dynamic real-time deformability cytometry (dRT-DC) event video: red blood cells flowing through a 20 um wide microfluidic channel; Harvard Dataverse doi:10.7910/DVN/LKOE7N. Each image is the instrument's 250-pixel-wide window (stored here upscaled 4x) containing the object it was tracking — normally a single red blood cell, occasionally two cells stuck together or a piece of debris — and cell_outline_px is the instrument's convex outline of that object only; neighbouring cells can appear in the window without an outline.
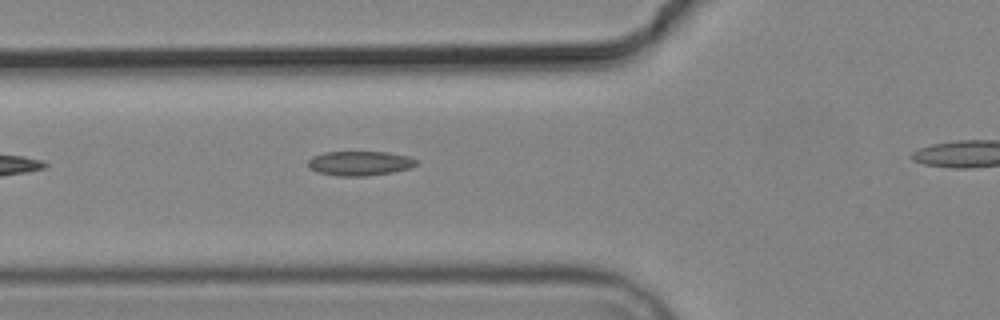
{"species": "common noctule bat (a hibernating species)", "species_latin": "Nyctalus noctula", "temperature_condition": "cold", "stored_images_in_passage": 6, "segment_of_instrument_passage": [1, 2], "camera_frame_rate_fps": 3000, "um_per_image_px": 0.085, "animal": {"sex": "male", "body_mass_g": 19.2, "forearm_length_mm": 51.8}, "frame": {"image": 1, "passage_image": 5, "time_ms": 4.667, "image_size_px": [1000, 320], "cell_outline_px": [[416, 164], [412, 168], [392, 172], [368, 176], [336, 176], [316, 172], [308, 168], [308, 160], [312, 156], [324, 152], [388, 152], [408, 156], [416, 160]], "centroid_in_image_um": [30.55, 13.89], "position_along_channel_um": 95.3, "area_um2": 15.61}}